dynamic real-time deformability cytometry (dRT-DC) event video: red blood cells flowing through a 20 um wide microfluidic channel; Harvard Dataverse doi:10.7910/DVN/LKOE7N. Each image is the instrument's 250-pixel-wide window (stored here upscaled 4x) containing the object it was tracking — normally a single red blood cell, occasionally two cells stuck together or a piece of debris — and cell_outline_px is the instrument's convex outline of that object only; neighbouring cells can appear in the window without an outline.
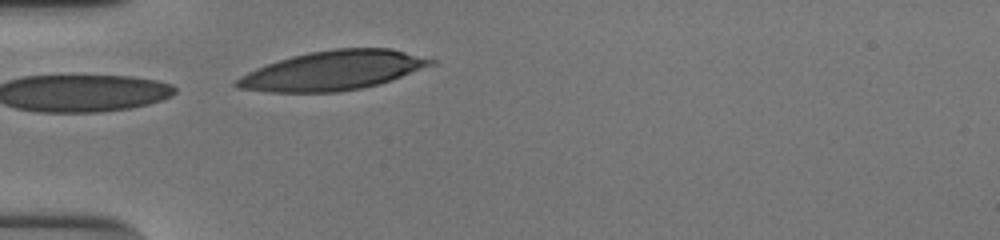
{"species": "human", "species_latin": "Homo sapiens", "temperature_condition": "cold", "stored_images_in_passage": 6, "camera_frame_rate_fps": 3000, "um_per_image_px": 0.085, "donor": {"sex": "male"}, "frame": {"image": 1, "passage_image": 6, "time_ms": 1.667, "image_size_px": [1000, 240], "cell_outline_px": [[436, 64], [380, 84], [340, 92], [268, 92], [236, 88], [232, 84], [240, 76], [256, 68], [292, 56], [308, 52], [332, 48], [392, 48], [436, 60]], "centroid_in_image_um": [28.31, 5.99], "position_along_channel_um": 56.7, "area_um2": 44.56}}